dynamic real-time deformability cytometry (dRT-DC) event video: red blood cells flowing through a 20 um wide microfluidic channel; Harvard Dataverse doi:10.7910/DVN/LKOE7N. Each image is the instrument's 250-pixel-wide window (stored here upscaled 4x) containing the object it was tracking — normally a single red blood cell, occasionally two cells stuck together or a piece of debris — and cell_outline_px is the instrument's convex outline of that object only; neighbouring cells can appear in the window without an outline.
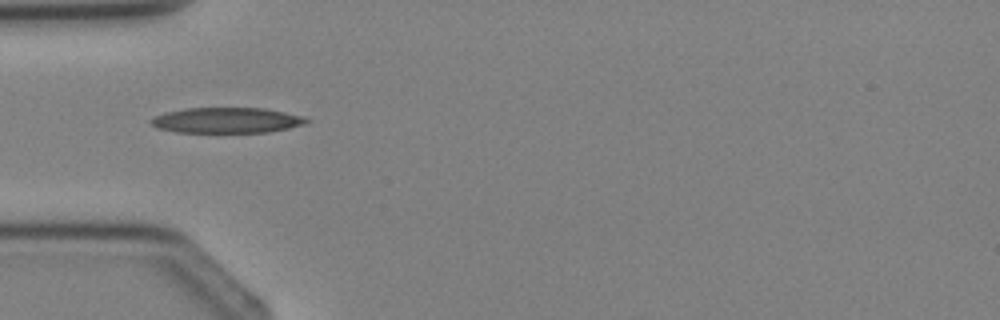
{"species": "Egyptian fruit bat (a non-hibernating species)", "species_latin": "Rousettus aegyptiacus", "temperature_condition": "cold", "stored_images_in_passage": 1, "camera_frame_rate_fps": 3000, "um_per_image_px": 0.085, "animal": {"sex": "female"}, "frame": {"image": 1, "passage_image": 1, "time_ms": 0.0, "image_size_px": [1000, 320], "cell_outline_px": [[312, 120], [308, 124], [268, 132], [176, 132], [156, 128], [148, 120], [164, 112], [184, 108], [264, 108], [304, 116]], "centroid_in_image_um": [19.29, 10.22], "position_along_channel_um": 65.7, "area_um2": 23.29}}